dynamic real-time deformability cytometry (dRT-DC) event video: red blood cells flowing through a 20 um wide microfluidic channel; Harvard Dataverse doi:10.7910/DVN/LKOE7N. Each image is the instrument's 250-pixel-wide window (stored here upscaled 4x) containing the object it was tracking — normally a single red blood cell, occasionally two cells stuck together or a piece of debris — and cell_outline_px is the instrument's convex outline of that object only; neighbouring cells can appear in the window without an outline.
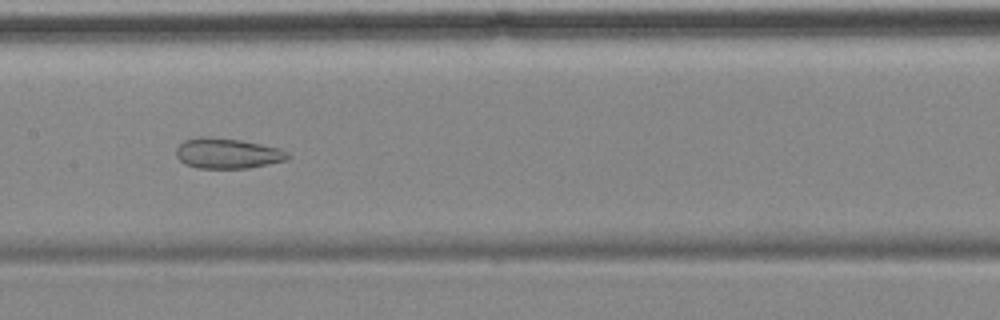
{"species": "common noctule bat (a hibernating species)", "species_latin": "Nyctalus noctula", "temperature_condition": "cold", "stored_images_in_passage": 9, "camera_frame_rate_fps": 3000, "um_per_image_px": 0.085, "animal": {"sex": "female", "body_mass_g": 18.4}, "frame": {"image": 1, "passage_image": 7, "time_ms": 7.0, "image_size_px": [1000, 320], "cell_outline_px": [[292, 156], [288, 160], [248, 168], [196, 168], [180, 160], [176, 156], [176, 148], [184, 140], [196, 136], [208, 136], [240, 140], [280, 148], [288, 152]], "centroid_in_image_um": [19.35, 13.03], "position_along_channel_um": 188.1, "area_um2": 19.88}}
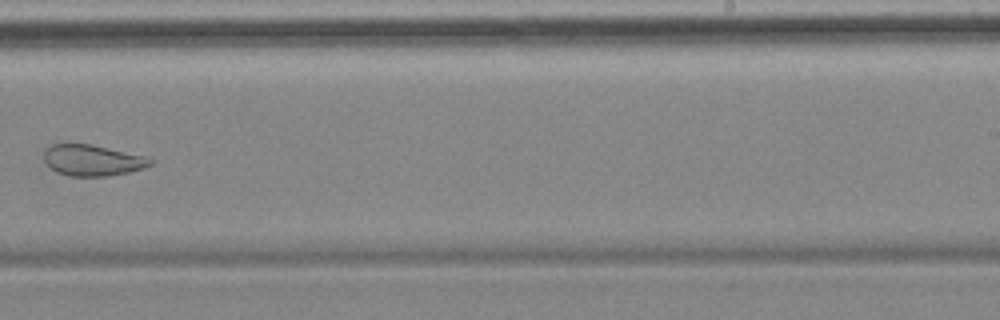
{"frame": {"image": 2, "passage_image": 9, "time_ms": 9.667, "image_size_px": [1000, 320], "cell_outline_px": [[152, 164], [144, 168], [128, 172], [108, 176], [68, 176], [56, 172], [44, 160], [44, 152], [52, 144], [88, 144], [108, 148], [144, 156], [152, 160]], "centroid_in_image_um": [7.85, 13.63], "position_along_channel_um": 281.2, "area_um2": 18.96}}